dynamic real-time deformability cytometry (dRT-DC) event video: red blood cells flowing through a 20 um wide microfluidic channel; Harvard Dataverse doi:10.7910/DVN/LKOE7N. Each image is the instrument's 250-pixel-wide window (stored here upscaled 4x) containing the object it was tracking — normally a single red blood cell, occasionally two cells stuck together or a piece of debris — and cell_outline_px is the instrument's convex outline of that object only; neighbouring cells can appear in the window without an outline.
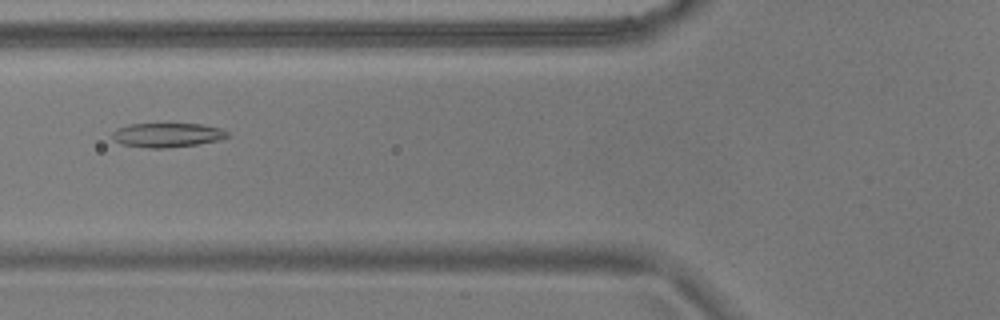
{"species": "common noctule bat (a hibernating species)", "species_latin": "Nyctalus noctula", "temperature_condition": "warm", "stored_images_in_passage": 42, "camera_frame_rate_fps": 3000, "um_per_image_px": 0.085, "animal": {"sex": "male", "body_mass_g": 17.9}, "frame": {"image": 1, "passage_image": 8, "time_ms": 2.333, "image_size_px": [1000, 320], "cell_outline_px": [[232, 136], [220, 140], [196, 144], [164, 148], [148, 148], [120, 144], [112, 136], [112, 132], [116, 128], [128, 124], [200, 124], [220, 128], [228, 132]], "centroid_in_image_um": [14.22, 11.47], "position_along_channel_um": 111.6, "area_um2": 16.3}}
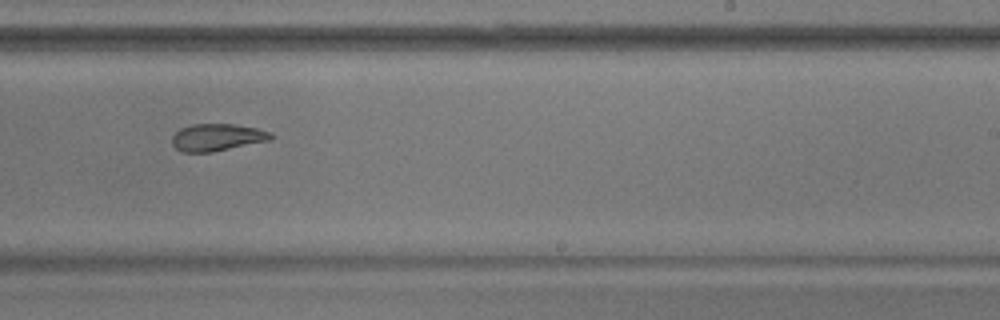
{"frame": {"image": 2, "passage_image": 21, "time_ms": 6.667, "image_size_px": [1000, 320], "cell_outline_px": [[272, 140], [212, 152], [180, 152], [172, 144], [172, 136], [180, 128], [192, 124], [236, 124], [256, 128], [272, 132]], "centroid_in_image_um": [18.46, 11.67], "position_along_channel_um": 270.5, "area_um2": 15.78}}
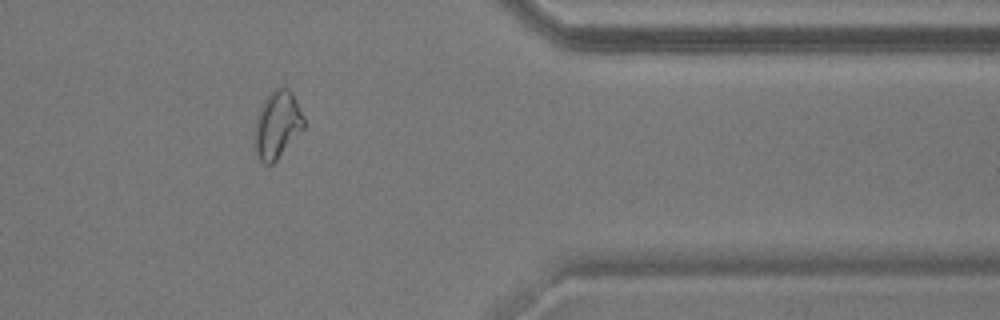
{"frame": {"image": 3, "passage_image": 32, "time_ms": 10.333, "image_size_px": [1000, 320], "cell_outline_px": [[304, 128], [276, 160], [272, 164], [264, 164], [260, 160], [256, 152], [256, 120], [260, 108], [264, 100], [276, 88], [288, 88], [292, 92], [304, 120]], "centroid_in_image_um": [23.58, 10.61], "position_along_channel_um": 387.8, "area_um2": 18.61}, "authors_computed_cell_mechanics": {"area_um2": 16.9065, "velocity_mm_per_s": 3.6798, "shape_relaxation_time_tau1_ms": null, "shape_relaxation_time_tau2_ms": 2.8938, "deformation_change_tau1": null, "deformation_change_tau2": 0.0971}}